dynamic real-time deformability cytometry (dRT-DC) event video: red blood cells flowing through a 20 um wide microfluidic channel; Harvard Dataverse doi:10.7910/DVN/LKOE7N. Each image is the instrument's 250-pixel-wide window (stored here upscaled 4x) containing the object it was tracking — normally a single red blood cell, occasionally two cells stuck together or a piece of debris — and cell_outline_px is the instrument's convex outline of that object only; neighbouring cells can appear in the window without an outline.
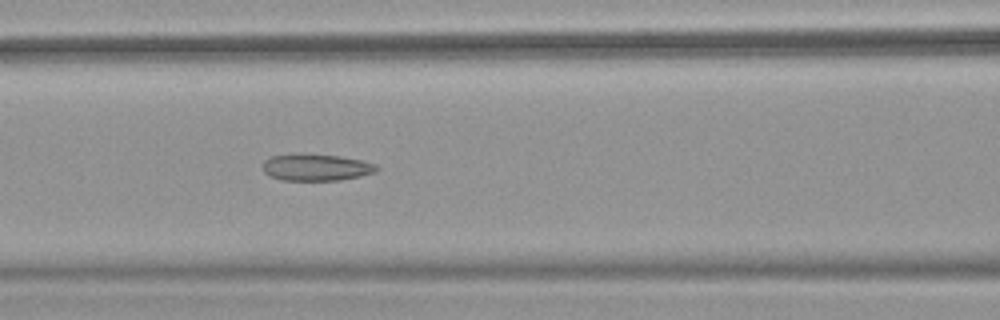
{"species": "common noctule bat (a hibernating species)", "species_latin": "Nyctalus noctula", "temperature_condition": "warm", "stored_images_in_passage": 51, "camera_frame_rate_fps": 3000, "um_per_image_px": 0.085, "animal": {"sex": "female", "body_mass_g": 18.4}, "frame": {"image": 1, "passage_image": 22, "time_ms": 7.0, "image_size_px": [1000, 320], "cell_outline_px": [[380, 168], [376, 172], [360, 176], [340, 180], [280, 180], [268, 176], [264, 172], [264, 160], [268, 156], [292, 152], [304, 152], [340, 156], [364, 160], [376, 164]], "centroid_in_image_um": [26.85, 14.19], "position_along_channel_um": 139.8, "area_um2": 18.5}}
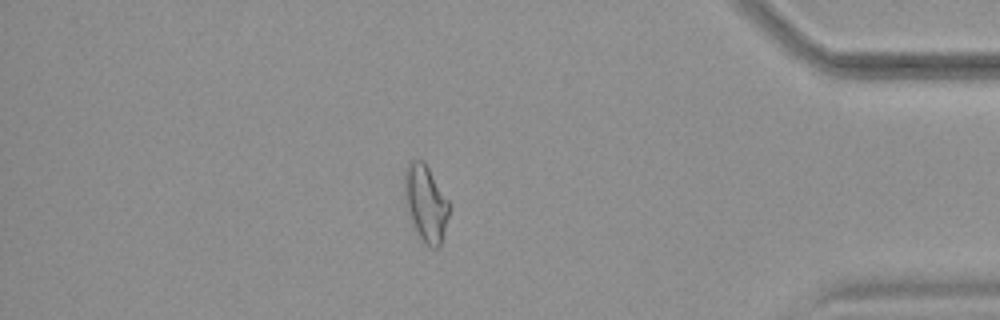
{"frame": {"image": 2, "passage_image": 44, "time_ms": 14.333, "image_size_px": [1000, 320], "cell_outline_px": [[448, 216], [444, 236], [440, 244], [436, 248], [432, 248], [420, 240], [416, 232], [404, 204], [404, 168], [412, 160], [424, 160], [448, 200]], "centroid_in_image_um": [36.15, 17.27], "position_along_channel_um": 399.0, "area_um2": 20.06}, "authors_computed_cell_mechanics": {"area_um2": 19.5364, "velocity_mm_per_s": 3.9943, "shape_relaxation_time_tau1_ms": null, "shape_relaxation_time_tau2_ms": 2.2423, "deformation_change_tau1": null, "deformation_change_tau2": 0.1064}}